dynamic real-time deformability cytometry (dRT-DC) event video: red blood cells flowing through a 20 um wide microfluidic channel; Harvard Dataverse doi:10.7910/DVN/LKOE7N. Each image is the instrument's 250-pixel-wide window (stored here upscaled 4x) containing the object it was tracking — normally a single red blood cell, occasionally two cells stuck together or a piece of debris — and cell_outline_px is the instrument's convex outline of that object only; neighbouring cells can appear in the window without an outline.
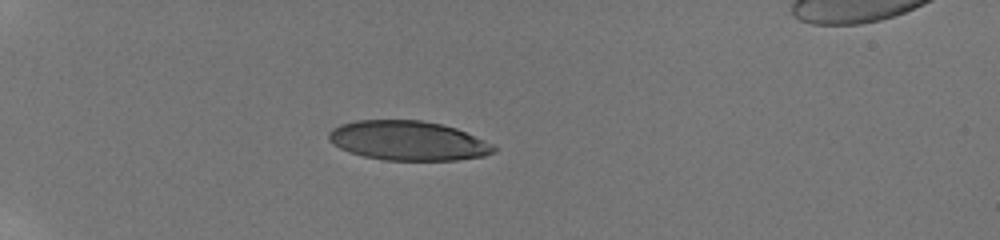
{"species": "human", "species_latin": "Homo sapiens", "temperature_condition": "room temperature", "stored_images_in_passage": 39, "camera_frame_rate_fps": 3000, "um_per_image_px": 0.085, "donor": {"sex": "male"}, "frame": {"image": 1, "passage_image": 1, "time_ms": 0.0, "image_size_px": [1000, 240], "cell_outline_px": [[496, 152], [484, 156], [456, 160], [384, 160], [364, 156], [340, 148], [332, 144], [328, 140], [328, 132], [332, 128], [340, 124], [356, 120], [420, 120], [440, 124], [456, 128], [484, 140], [492, 144], [496, 148]], "centroid_in_image_um": [34.66, 11.95], "position_along_channel_um": 50.3, "area_um2": 37.92}}
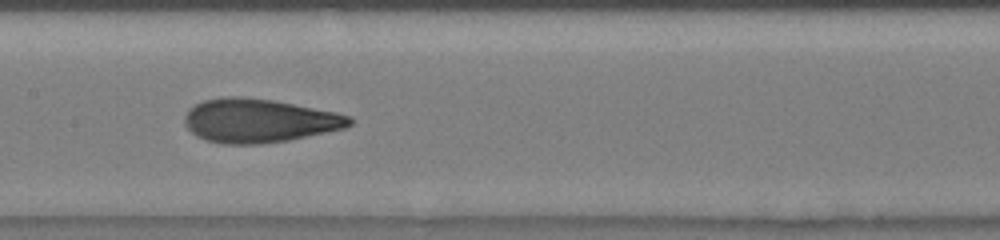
{"frame": {"image": 2, "passage_image": 15, "time_ms": 4.667, "image_size_px": [1000, 240], "cell_outline_px": [[352, 124], [344, 128], [288, 140], [260, 144], [224, 144], [204, 140], [196, 136], [184, 124], [184, 116], [188, 108], [204, 100], [220, 96], [240, 96], [272, 100], [336, 112], [352, 116]], "centroid_in_image_um": [21.97, 10.25], "position_along_channel_um": 185.4, "area_um2": 42.14}}
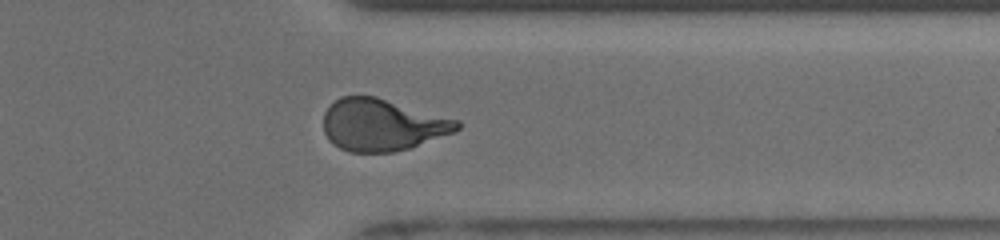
{"frame": {"image": 3, "passage_image": 30, "time_ms": 9.667, "image_size_px": [1000, 240], "cell_outline_px": [[460, 128], [456, 132], [408, 148], [392, 152], [348, 152], [332, 144], [328, 140], [324, 132], [324, 112], [340, 96], [376, 96], [460, 120]], "centroid_in_image_um": [32.5, 10.61], "position_along_channel_um": 378.9, "area_um2": 40.58}, "authors_computed_cell_mechanics": {"area_um2": 40.8068, "velocity_mm_per_s": 3.8806, "shape_relaxation_time_tau1_ms": 5.4792, "shape_relaxation_time_tau2_ms": 0.9275, "deformation_change_tau1": 0.2191, "deformation_change_tau2": 0.084}}